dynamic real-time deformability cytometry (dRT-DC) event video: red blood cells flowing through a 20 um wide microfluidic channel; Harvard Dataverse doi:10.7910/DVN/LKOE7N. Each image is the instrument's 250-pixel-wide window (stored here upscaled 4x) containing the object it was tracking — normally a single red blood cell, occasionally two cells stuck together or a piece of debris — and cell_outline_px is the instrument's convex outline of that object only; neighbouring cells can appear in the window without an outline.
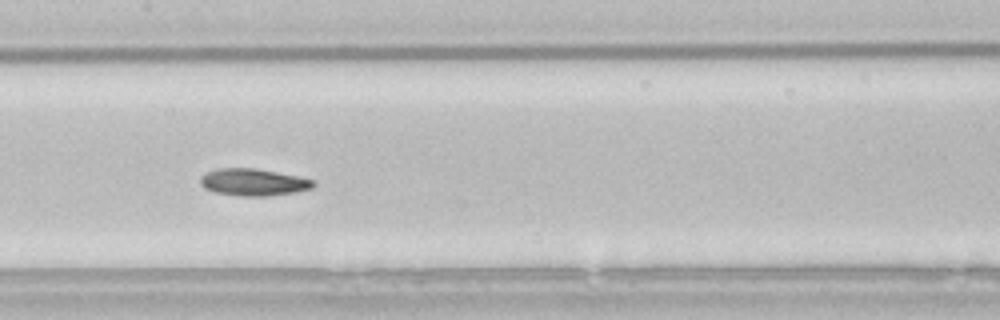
{"species": "common noctule bat (a hibernating species)", "species_latin": "Nyctalus noctula", "temperature_condition": "room temperature", "stored_images_in_passage": 24, "camera_frame_rate_fps": 3000, "um_per_image_px": 0.085, "animal": {"sex": "male", "body_mass_g": 21.5, "forearm_length_mm": 52.0}, "frame": {"image": 1, "passage_image": 14, "time_ms": 4.333, "image_size_px": [1000, 320], "cell_outline_px": [[316, 184], [312, 188], [296, 192], [268, 196], [240, 196], [216, 192], [204, 188], [200, 184], [200, 176], [204, 172], [220, 168], [256, 168], [296, 176], [312, 180]], "centroid_in_image_um": [21.5, 15.49], "position_along_channel_um": 185.9, "area_um2": 17.8}}
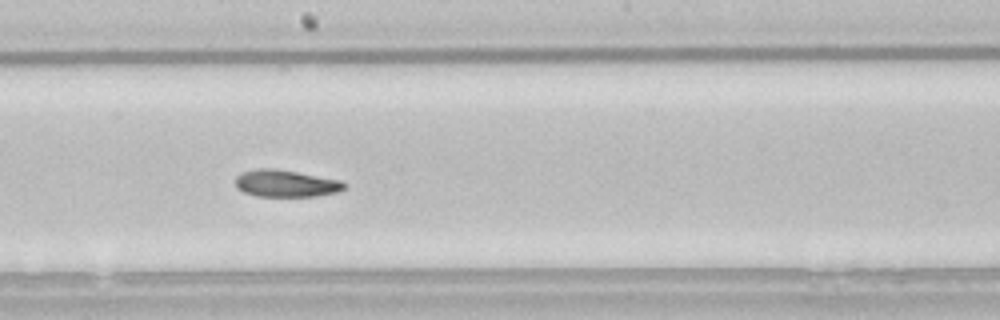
{"frame": {"image": 2, "passage_image": 17, "time_ms": 5.333, "image_size_px": [1000, 320], "cell_outline_px": [[348, 188], [336, 192], [316, 196], [256, 196], [244, 192], [236, 188], [236, 176], [240, 172], [256, 168], [272, 168], [296, 172], [340, 180], [348, 184]], "centroid_in_image_um": [24.29, 15.59], "position_along_channel_um": 223.9, "area_um2": 17.22}}